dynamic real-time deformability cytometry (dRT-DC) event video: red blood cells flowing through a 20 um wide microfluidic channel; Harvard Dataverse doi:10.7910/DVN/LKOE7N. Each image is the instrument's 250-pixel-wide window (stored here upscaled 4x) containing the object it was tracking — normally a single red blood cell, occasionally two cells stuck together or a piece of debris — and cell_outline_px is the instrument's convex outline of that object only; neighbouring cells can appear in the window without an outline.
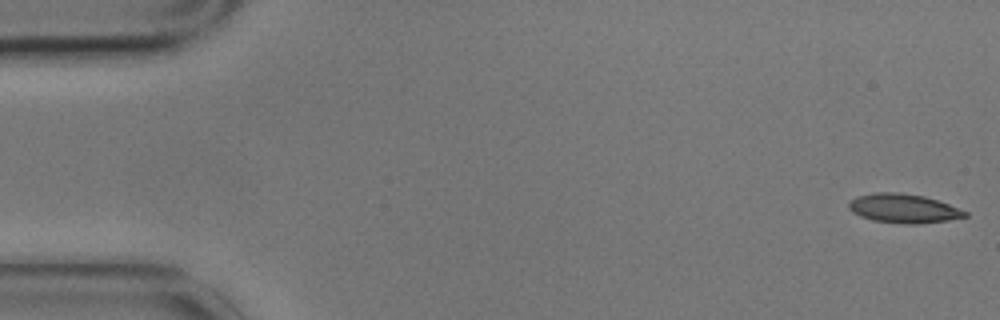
{"species": "common noctule bat (a hibernating species)", "species_latin": "Nyctalus noctula", "temperature_condition": "cold", "stored_images_in_passage": 10, "camera_frame_rate_fps": 3000, "um_per_image_px": 0.085, "animal": {"sex": "male", "body_mass_g": 17.9}, "frame": {"image": 1, "passage_image": 1, "time_ms": 0.0, "image_size_px": [1000, 320], "cell_outline_px": [[968, 216], [948, 220], [920, 224], [904, 224], [872, 220], [860, 216], [852, 212], [848, 208], [848, 204], [856, 196], [876, 192], [900, 192], [924, 196], [948, 204], [968, 212]], "centroid_in_image_um": [76.78, 17.72], "position_along_channel_um": 8.2, "area_um2": 19.71}}
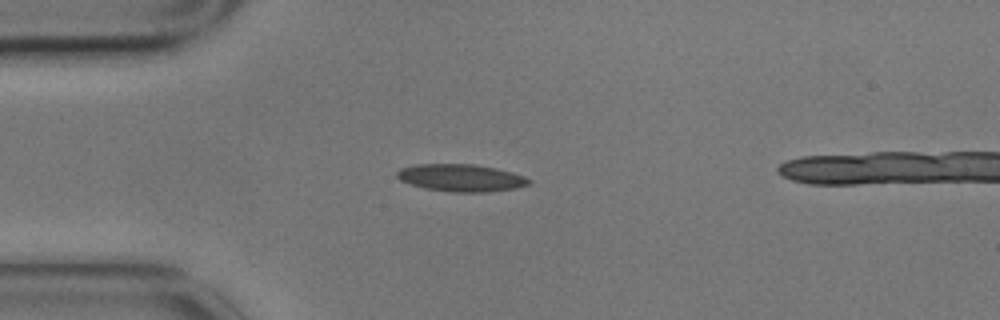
{"frame": {"image": 2, "passage_image": 4, "time_ms": 1.0, "image_size_px": [1000, 320], "cell_outline_px": [[532, 180], [528, 184], [516, 188], [484, 192], [452, 192], [424, 188], [400, 180], [396, 176], [396, 172], [400, 168], [416, 164], [472, 164], [496, 168], [512, 172], [524, 176]], "centroid_in_image_um": [39.17, 15.11], "position_along_channel_um": 45.8, "area_um2": 20.92}}
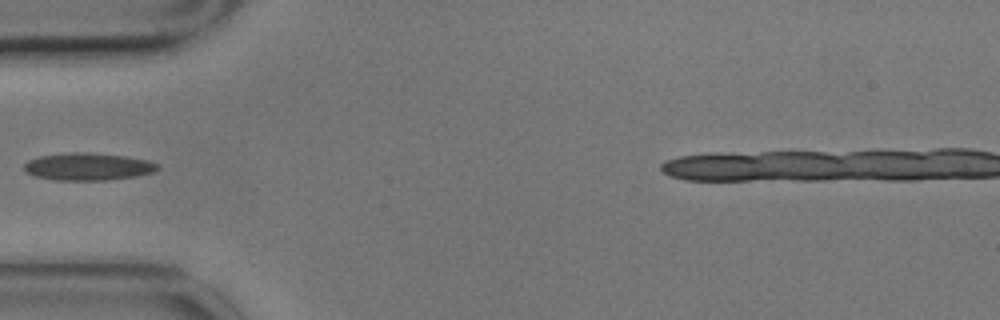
{"frame": {"image": 3, "passage_image": 5, "time_ms": 1.333, "image_size_px": [1000, 320], "cell_outline_px": [[160, 168], [152, 172], [136, 176], [108, 180], [56, 180], [32, 176], [24, 168], [24, 164], [28, 160], [40, 156], [64, 152], [88, 152], [124, 156], [148, 160], [160, 164]], "centroid_in_image_um": [7.48, 14.16], "position_along_channel_um": 77.5, "area_um2": 21.44}}